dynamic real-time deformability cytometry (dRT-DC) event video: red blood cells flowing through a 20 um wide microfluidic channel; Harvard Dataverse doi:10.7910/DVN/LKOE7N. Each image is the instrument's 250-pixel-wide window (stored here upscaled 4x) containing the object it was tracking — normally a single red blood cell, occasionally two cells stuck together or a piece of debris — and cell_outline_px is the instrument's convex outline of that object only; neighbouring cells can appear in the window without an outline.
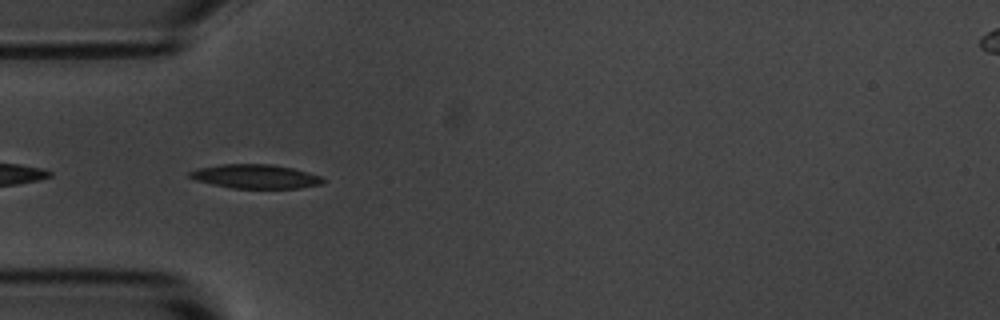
{"species": "common noctule bat (a hibernating species)", "species_latin": "Nyctalus noctula", "temperature_condition": "room temperature", "stored_images_in_passage": 6, "camera_frame_rate_fps": 3000, "um_per_image_px": 0.085, "animal": {"sex": "male", "body_mass_g": 20.1, "forearm_length_mm": 53.5}, "frame": {"image": 1, "passage_image": 5, "time_ms": 4.667, "image_size_px": [1000, 320], "cell_outline_px": [[324, 180], [320, 184], [300, 188], [232, 188], [212, 184], [196, 180], [188, 176], [188, 172], [200, 168], [220, 164], [272, 164], [292, 168], [324, 176]], "centroid_in_image_um": [21.73, 14.99], "position_along_channel_um": 63.3, "area_um2": 18.61}}